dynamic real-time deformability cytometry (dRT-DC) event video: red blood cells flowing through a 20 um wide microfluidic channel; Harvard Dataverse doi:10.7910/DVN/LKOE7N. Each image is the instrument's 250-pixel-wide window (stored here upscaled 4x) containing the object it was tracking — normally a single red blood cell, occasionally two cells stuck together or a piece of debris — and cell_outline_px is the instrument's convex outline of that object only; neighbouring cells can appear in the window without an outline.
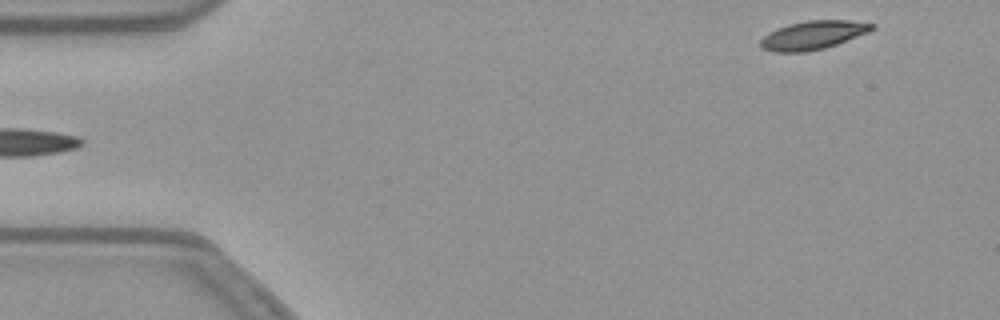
{"species": "common noctule bat (a hibernating species)", "species_latin": "Nyctalus noctula", "temperature_condition": "warm", "stored_images_in_passage": 50, "camera_frame_rate_fps": 3000, "um_per_image_px": 0.085, "animal": {"sex": "female", "body_mass_g": 21.9}, "frame": {"image": 1, "passage_image": 1, "time_ms": 0.0, "image_size_px": [1000, 320], "cell_outline_px": [[876, 28], [868, 32], [836, 44], [824, 48], [808, 52], [772, 52], [760, 48], [760, 40], [768, 32], [788, 24], [808, 20], [848, 20], [876, 24]], "centroid_in_image_um": [69.08, 2.99], "position_along_channel_um": 15.9, "area_um2": 18.61}}
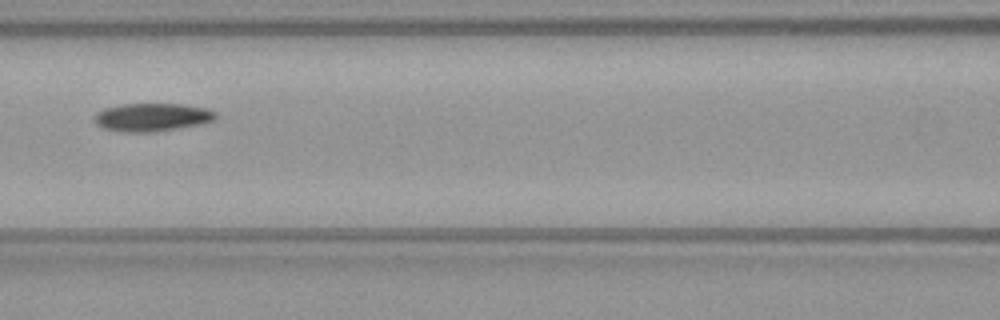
{"frame": {"image": 2, "passage_image": 20, "time_ms": 6.333, "image_size_px": [1000, 320], "cell_outline_px": [[216, 120], [200, 124], [152, 132], [124, 132], [104, 128], [96, 124], [92, 120], [92, 116], [96, 112], [104, 108], [124, 104], [180, 104], [204, 108], [216, 112]], "centroid_in_image_um": [12.87, 9.96], "position_along_channel_um": 153.7, "area_um2": 19.83}}
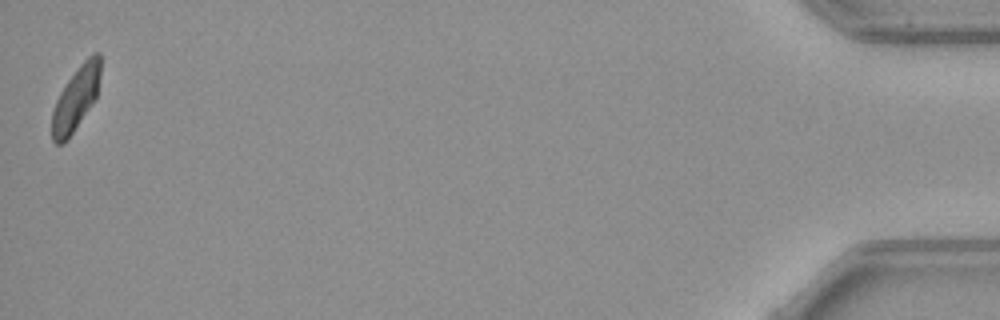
{"frame": {"image": 3, "passage_image": 50, "time_ms": 16.333, "image_size_px": [1000, 320], "cell_outline_px": [[100, 72], [96, 96], [64, 144], [56, 144], [52, 140], [52, 112], [56, 100], [60, 92], [68, 80], [80, 64], [92, 52], [100, 52]], "centroid_in_image_um": [6.43, 8.35], "position_along_channel_um": 428.8, "area_um2": 17.51}, "authors_computed_cell_mechanics": {"area_um2": 19.2474, "velocity_mm_per_s": 3.788, "shape_relaxation_time_tau1_ms": 5.7337, "shape_relaxation_time_tau2_ms": 4.2484, "deformation_change_tau1": 0.1667, "deformation_change_tau2": 0.0996}}